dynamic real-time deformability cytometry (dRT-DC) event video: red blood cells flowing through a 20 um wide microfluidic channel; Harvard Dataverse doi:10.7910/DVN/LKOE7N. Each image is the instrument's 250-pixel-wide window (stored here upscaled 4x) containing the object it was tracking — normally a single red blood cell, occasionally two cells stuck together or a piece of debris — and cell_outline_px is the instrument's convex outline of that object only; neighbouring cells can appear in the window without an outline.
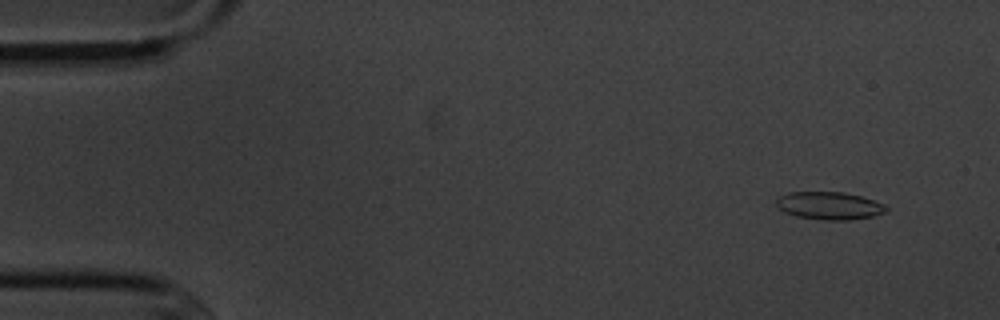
{"species": "common noctule bat (a hibernating species)", "species_latin": "Nyctalus noctula", "temperature_condition": "cold", "stored_images_in_passage": 4, "camera_frame_rate_fps": 3000, "um_per_image_px": 0.085, "animal": {"sex": "male", "body_mass_g": 20.1, "forearm_length_mm": 53.5}, "frame": {"image": 1, "passage_image": 1, "time_ms": 0.0, "image_size_px": [1000, 320], "cell_outline_px": [[888, 208], [884, 212], [872, 216], [848, 220], [824, 220], [796, 216], [784, 212], [776, 204], [776, 196], [788, 192], [844, 192], [860, 196], [884, 204]], "centroid_in_image_um": [70.44, 17.47], "position_along_channel_um": 14.6, "area_um2": 17.69}}